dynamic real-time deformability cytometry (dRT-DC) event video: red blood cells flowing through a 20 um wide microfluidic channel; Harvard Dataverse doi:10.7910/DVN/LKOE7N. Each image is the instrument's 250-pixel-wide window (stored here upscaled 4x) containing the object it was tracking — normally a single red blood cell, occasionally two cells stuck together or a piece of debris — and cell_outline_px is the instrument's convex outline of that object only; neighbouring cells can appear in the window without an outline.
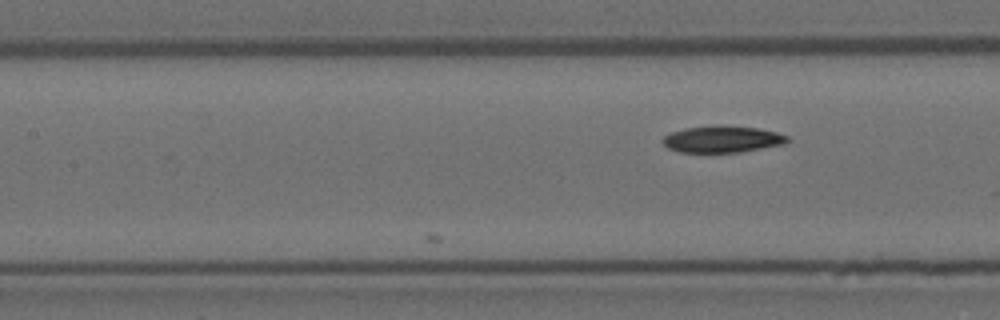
{"species": "Egyptian fruit bat (a non-hibernating species)", "species_latin": "Rousettus aegyptiacus", "temperature_condition": "room temperature", "stored_images_in_passage": 7, "camera_frame_rate_fps": 3000, "um_per_image_px": 0.085, "animal": {"sex": "female"}, "frame": {"image": 1, "passage_image": 7, "time_ms": 2.0, "image_size_px": [1000, 320], "cell_outline_px": [[792, 140], [784, 144], [740, 152], [680, 152], [668, 148], [660, 140], [664, 136], [672, 132], [684, 128], [724, 124], [760, 128], [776, 132], [788, 136]], "centroid_in_image_um": [61.42, 11.81], "position_along_channel_um": 146.0, "area_um2": 19.65}}